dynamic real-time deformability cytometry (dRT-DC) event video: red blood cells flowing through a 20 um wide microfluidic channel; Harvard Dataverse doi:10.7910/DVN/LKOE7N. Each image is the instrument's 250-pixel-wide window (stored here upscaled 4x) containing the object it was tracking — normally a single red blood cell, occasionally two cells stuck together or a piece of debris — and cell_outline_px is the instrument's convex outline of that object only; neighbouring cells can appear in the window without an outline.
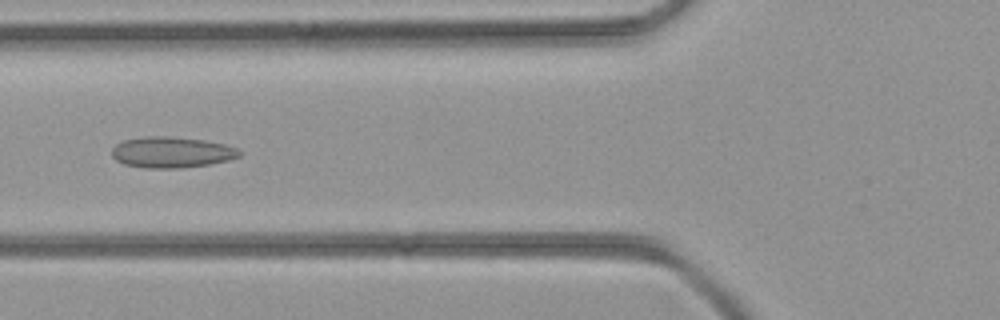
{"species": "common noctule bat (a hibernating species)", "species_latin": "Nyctalus noctula", "temperature_condition": "room temperature", "stored_images_in_passage": 22, "camera_frame_rate_fps": 3000, "um_per_image_px": 0.085, "animal": {"sex": "female", "body_mass_g": 21.9}, "frame": {"image": 1, "passage_image": 16, "time_ms": 5.0, "image_size_px": [1000, 320], "cell_outline_px": [[244, 152], [240, 156], [228, 160], [208, 164], [176, 168], [144, 168], [124, 164], [116, 160], [112, 156], [112, 148], [116, 144], [124, 140], [148, 136], [164, 136], [204, 140], [224, 144], [236, 148]], "centroid_in_image_um": [14.58, 12.94], "position_along_channel_um": 111.2, "area_um2": 22.89}}
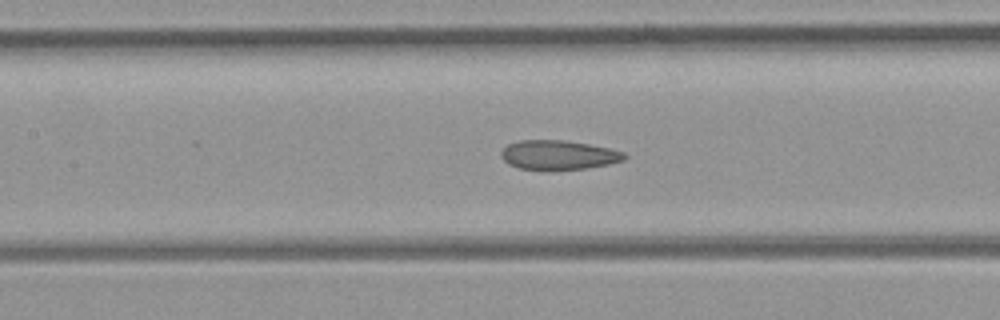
{"frame": {"image": 2, "passage_image": 19, "time_ms": 6.0, "image_size_px": [1000, 320], "cell_outline_px": [[628, 156], [624, 160], [608, 164], [588, 168], [548, 172], [520, 168], [508, 164], [500, 156], [500, 152], [508, 144], [520, 140], [564, 140], [588, 144], [608, 148], [624, 152]], "centroid_in_image_um": [47.45, 13.2], "position_along_channel_um": 160.0, "area_um2": 21.56}}
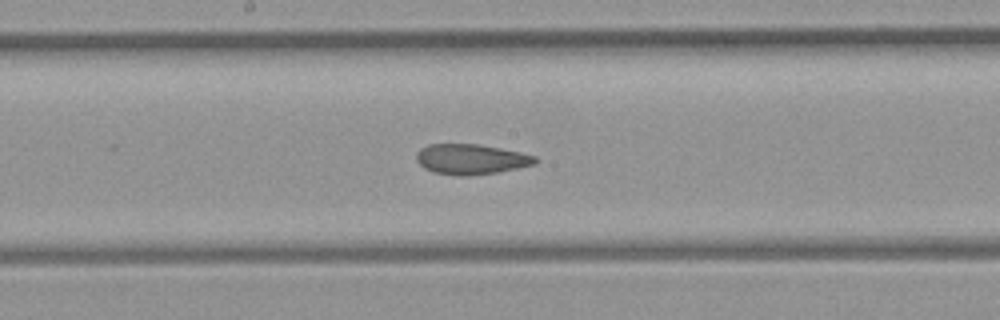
{"frame": {"image": 3, "passage_image": 22, "time_ms": 7.0, "image_size_px": [1000, 320], "cell_outline_px": [[540, 160], [536, 164], [500, 172], [468, 176], [456, 176], [432, 172], [424, 168], [416, 160], [416, 152], [420, 148], [428, 144], [476, 144], [500, 148], [520, 152], [536, 156]], "centroid_in_image_um": [40.04, 13.54], "position_along_channel_um": 208.2, "area_um2": 21.27}}